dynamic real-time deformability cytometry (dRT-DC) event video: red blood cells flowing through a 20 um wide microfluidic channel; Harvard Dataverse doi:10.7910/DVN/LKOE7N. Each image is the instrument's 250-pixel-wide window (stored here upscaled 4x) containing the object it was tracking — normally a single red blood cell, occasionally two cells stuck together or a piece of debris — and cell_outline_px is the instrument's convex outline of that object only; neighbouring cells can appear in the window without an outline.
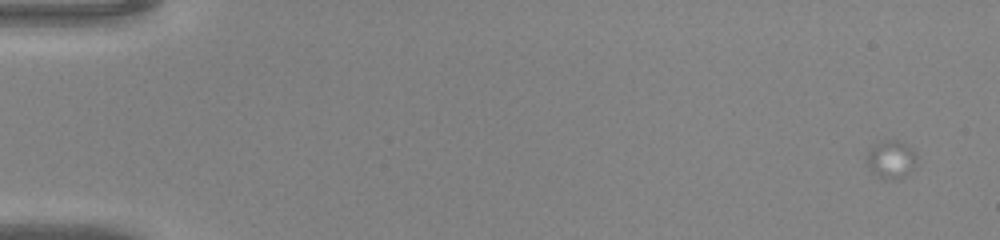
{"species": "common noctule bat (a hibernating species)", "species_latin": "Nyctalus noctula", "temperature_condition": "warm", "stored_images_in_passage": 12, "camera_frame_rate_fps": 3000, "um_per_image_px": 0.085, "animal": {"sex": "male", "body_mass_g": 20.0, "forearm_length_mm": 53.3}, "frame": {"image": 1, "passage_image": 3, "time_ms": 0.667, "image_size_px": [1000, 240], "cell_outline_px": [[916, 156], [912, 168], [900, 180], [888, 180], [872, 172], [868, 164], [868, 152], [876, 144], [888, 140], [896, 140], [904, 144]], "centroid_in_image_um": [75.73, 13.59], "position_along_channel_um": 9.3, "area_um2": 10.4}}